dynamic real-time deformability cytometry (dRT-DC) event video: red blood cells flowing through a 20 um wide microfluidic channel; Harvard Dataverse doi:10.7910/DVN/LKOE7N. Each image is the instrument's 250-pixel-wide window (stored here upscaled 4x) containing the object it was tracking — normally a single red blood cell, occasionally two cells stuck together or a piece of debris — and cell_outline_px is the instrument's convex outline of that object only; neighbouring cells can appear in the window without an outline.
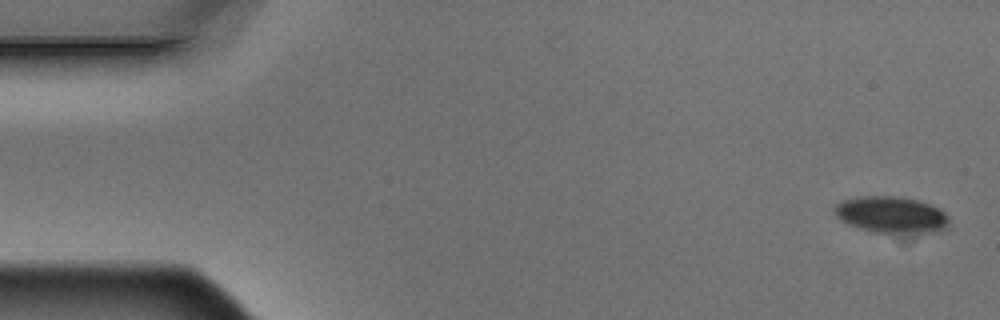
{"species": "Egyptian fruit bat (a non-hibernating species)", "species_latin": "Rousettus aegyptiacus", "temperature_condition": "warm", "stored_images_in_passage": 4, "camera_frame_rate_fps": 3000, "um_per_image_px": 0.085, "animal": {"sex": "male"}, "frame": {"image": 1, "passage_image": 1, "time_ms": 0.0, "image_size_px": [1000, 320], "cell_outline_px": [[948, 224], [944, 228], [932, 232], [868, 232], [856, 228], [840, 220], [836, 216], [836, 204], [844, 200], [860, 196], [896, 196], [920, 200], [940, 208], [948, 216]], "centroid_in_image_um": [75.74, 18.24], "position_along_channel_um": 9.3, "area_um2": 24.28}}
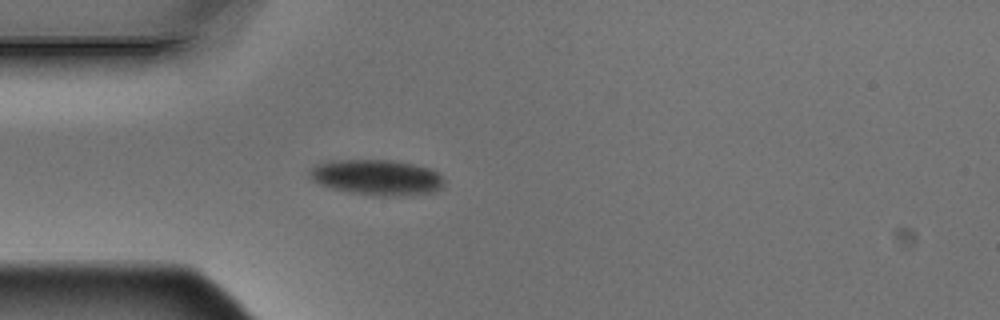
{"frame": {"image": 2, "passage_image": 4, "time_ms": 1.0, "image_size_px": [1000, 320], "cell_outline_px": [[444, 180], [440, 188], [428, 192], [396, 196], [372, 196], [332, 188], [320, 184], [312, 180], [308, 176], [308, 172], [316, 164], [328, 160], [396, 160], [432, 168]], "centroid_in_image_um": [31.98, 15.06], "position_along_channel_um": 53.0, "area_um2": 27.8}}